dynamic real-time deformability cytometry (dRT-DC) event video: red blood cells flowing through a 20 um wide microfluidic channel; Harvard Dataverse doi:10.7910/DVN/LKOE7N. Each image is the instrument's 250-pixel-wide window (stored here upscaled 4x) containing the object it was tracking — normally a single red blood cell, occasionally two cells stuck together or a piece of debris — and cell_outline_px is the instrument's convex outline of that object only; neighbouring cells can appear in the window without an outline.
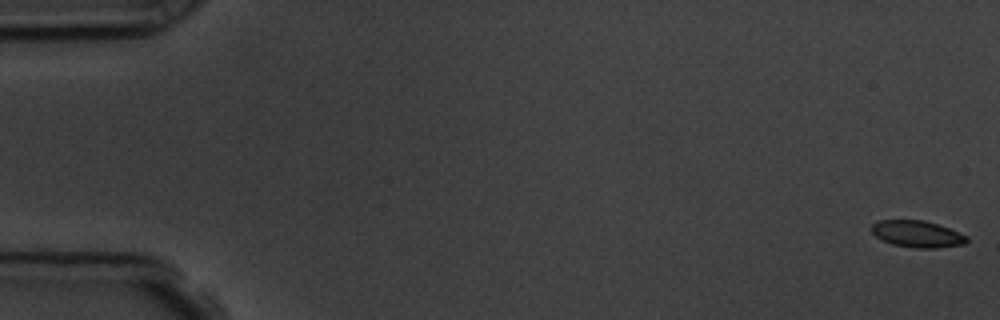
{"species": "common noctule bat (a hibernating species)", "species_latin": "Nyctalus noctula", "temperature_condition": "room temperature", "stored_images_in_passage": 6, "camera_frame_rate_fps": 3000, "um_per_image_px": 0.085, "animal": {"sex": "male", "body_mass_g": 19.5, "forearm_length_mm": 54.6}, "frame": {"image": 1, "passage_image": 1, "time_ms": 0.0, "image_size_px": [1000, 320], "cell_outline_px": [[968, 240], [964, 244], [936, 248], [912, 248], [892, 244], [876, 236], [872, 232], [872, 224], [880, 220], [924, 220], [948, 228], [968, 236]], "centroid_in_image_um": [77.97, 19.89], "position_along_channel_um": 7.0, "area_um2": 14.68}}
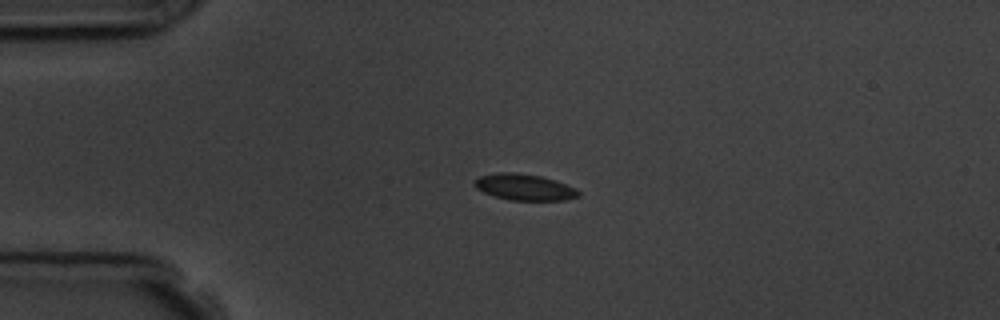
{"frame": {"image": 2, "passage_image": 4, "time_ms": 4.333, "image_size_px": [1000, 320], "cell_outline_px": [[580, 196], [564, 200], [512, 200], [492, 196], [476, 188], [472, 184], [480, 176], [496, 172], [516, 172], [540, 176], [556, 180], [576, 188], [580, 192]], "centroid_in_image_um": [44.57, 15.9], "position_along_channel_um": 40.4, "area_um2": 16.01}}